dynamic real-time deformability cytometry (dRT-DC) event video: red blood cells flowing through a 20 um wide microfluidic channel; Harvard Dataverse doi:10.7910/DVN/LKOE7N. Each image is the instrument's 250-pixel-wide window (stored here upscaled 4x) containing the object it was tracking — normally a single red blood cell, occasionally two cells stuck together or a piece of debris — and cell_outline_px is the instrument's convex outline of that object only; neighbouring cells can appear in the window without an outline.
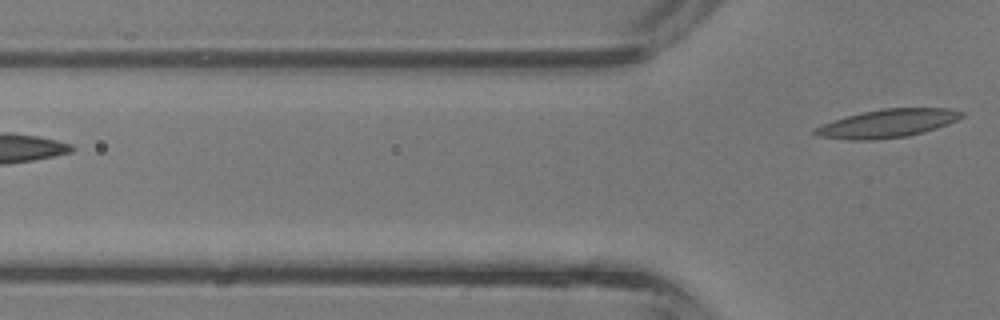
{"species": "common noctule bat (a hibernating species)", "species_latin": "Nyctalus noctula", "temperature_condition": "room temperature", "stored_images_in_passage": 4, "segment_of_instrument_passage": [2, 2], "camera_frame_rate_fps": 3000, "um_per_image_px": 0.085, "animal": {"sex": "male", "body_mass_g": 13.3}, "frame": {"image": 1, "passage_image": 4, "time_ms": 1.0, "image_size_px": [1000, 320], "cell_outline_px": [[964, 116], [948, 124], [924, 132], [908, 136], [872, 140], [848, 140], [820, 136], [812, 132], [812, 128], [848, 116], [864, 112], [884, 108], [952, 108], [964, 112]], "centroid_in_image_um": [75.48, 10.49], "position_along_channel_um": 50.3, "area_um2": 23.99}}